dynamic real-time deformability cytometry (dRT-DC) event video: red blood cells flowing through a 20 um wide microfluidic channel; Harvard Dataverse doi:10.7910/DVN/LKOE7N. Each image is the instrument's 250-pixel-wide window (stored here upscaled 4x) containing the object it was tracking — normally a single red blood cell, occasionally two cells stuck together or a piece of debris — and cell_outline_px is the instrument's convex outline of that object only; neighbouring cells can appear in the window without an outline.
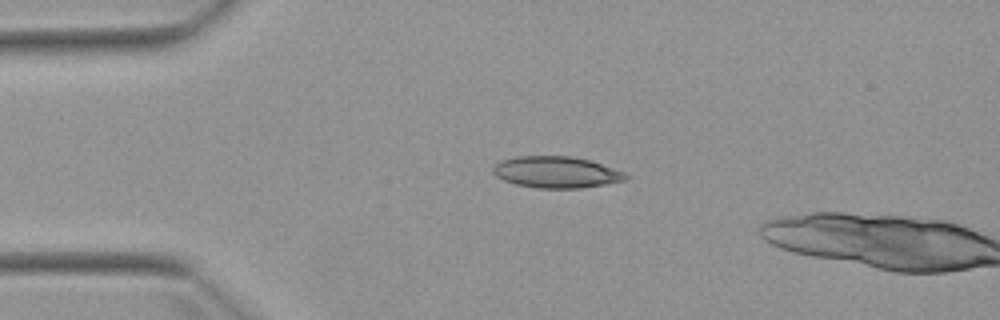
{"species": "Egyptian fruit bat (a non-hibernating species)", "species_latin": "Rousettus aegyptiacus", "temperature_condition": "warm", "stored_images_in_passage": 3, "camera_frame_rate_fps": 3000, "um_per_image_px": 0.085, "animal": {"sex": "female"}, "frame": {"image": 1, "passage_image": 2, "time_ms": 1.333, "image_size_px": [1000, 320], "cell_outline_px": [[632, 176], [628, 180], [580, 188], [540, 188], [516, 184], [504, 180], [496, 176], [492, 172], [492, 168], [500, 160], [516, 156], [572, 156], [588, 160], [624, 172]], "centroid_in_image_um": [47.29, 14.63], "position_along_channel_um": 37.7, "area_um2": 24.28}}